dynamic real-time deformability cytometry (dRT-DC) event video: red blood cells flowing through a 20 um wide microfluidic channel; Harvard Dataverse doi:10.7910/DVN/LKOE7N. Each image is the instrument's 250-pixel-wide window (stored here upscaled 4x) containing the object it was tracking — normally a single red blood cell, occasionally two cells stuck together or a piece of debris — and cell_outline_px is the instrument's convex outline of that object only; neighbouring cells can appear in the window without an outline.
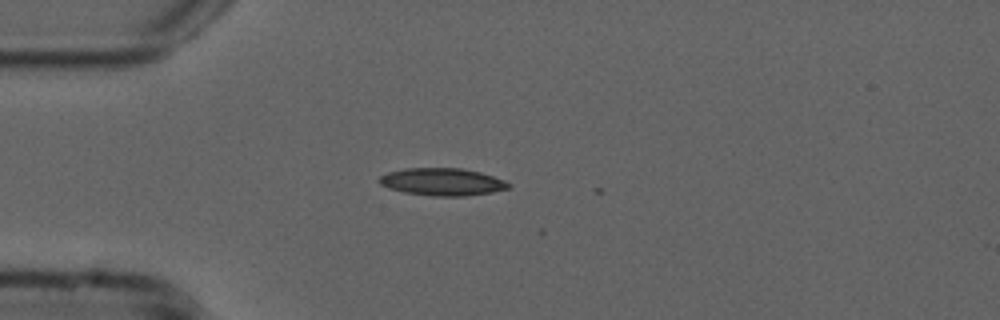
{"species": "common noctule bat (a hibernating species)", "species_latin": "Nyctalus noctula", "temperature_condition": "cold", "stored_images_in_passage": 2, "camera_frame_rate_fps": 3000, "um_per_image_px": 0.085, "animal": {"sex": "male", "forearm_length_mm": 52.5}, "frame": {"image": 1, "passage_image": 1, "time_ms": 0.0, "image_size_px": [1000, 320], "cell_outline_px": [[512, 188], [492, 192], [464, 196], [432, 196], [404, 192], [388, 188], [380, 184], [376, 180], [380, 176], [388, 172], [404, 168], [460, 168], [480, 172], [504, 180], [512, 184]], "centroid_in_image_um": [37.59, 15.46], "position_along_channel_um": 47.4, "area_um2": 20.81}}